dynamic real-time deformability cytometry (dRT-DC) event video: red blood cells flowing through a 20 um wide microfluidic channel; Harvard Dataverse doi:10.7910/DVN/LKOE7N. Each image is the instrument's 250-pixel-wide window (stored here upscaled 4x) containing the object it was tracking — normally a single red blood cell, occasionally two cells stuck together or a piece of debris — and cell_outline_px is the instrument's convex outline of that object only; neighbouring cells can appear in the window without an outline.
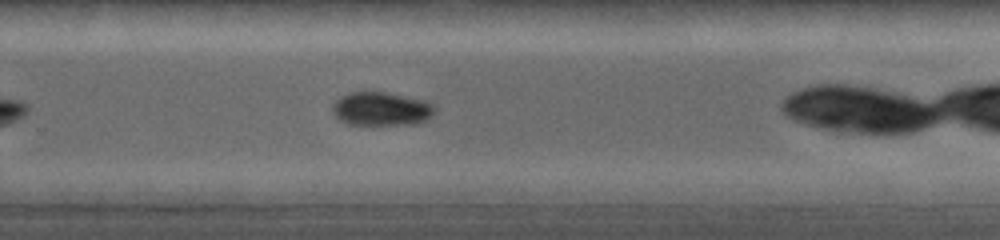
{"species": "common noctule bat (a hibernating species)", "species_latin": "Nyctalus noctula", "temperature_condition": "warm", "stored_images_in_passage": 73, "camera_frame_rate_fps": 5000, "um_per_image_px": 0.085, "animal": {"sex": "female", "body_mass_g": 19.0, "forearm_length_mm": 53.3}, "frame": {"image": 1, "passage_image": 27, "time_ms": 6.4, "image_size_px": [1000, 240], "cell_outline_px": [[436, 112], [432, 116], [420, 124], [348, 124], [340, 120], [332, 112], [332, 104], [340, 96], [348, 92], [388, 92], [424, 100], [432, 104], [436, 108]], "centroid_in_image_um": [32.43, 9.25], "position_along_channel_um": 297.4, "area_um2": 20.23}, "authors_computed_cell_mechanics": {"area_um2": 19.3052, "velocity_mm_per_s": 4.0594, "shape_relaxation_time_tau1_ms": 2.7713, "shape_relaxation_time_tau2_ms": 0.7499, "deformation_change_tau1": 0.0869, "deformation_change_tau2": 0.0282}}